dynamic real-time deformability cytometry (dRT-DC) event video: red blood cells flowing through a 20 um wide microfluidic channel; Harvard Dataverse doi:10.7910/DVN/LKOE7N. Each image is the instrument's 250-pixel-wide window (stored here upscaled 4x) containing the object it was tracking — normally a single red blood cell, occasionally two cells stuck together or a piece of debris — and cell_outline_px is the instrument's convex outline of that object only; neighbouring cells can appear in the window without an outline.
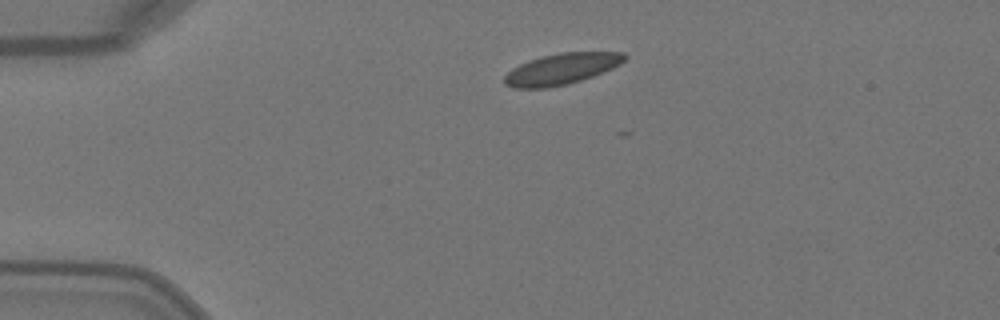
{"species": "Egyptian fruit bat (a non-hibernating species)", "species_latin": "Rousettus aegyptiacus", "temperature_condition": "warm", "stored_images_in_passage": 2, "camera_frame_rate_fps": 3000, "um_per_image_px": 0.085, "animal": {"sex": "female"}, "frame": {"image": 1, "passage_image": 1, "time_ms": 0.0, "image_size_px": [1000, 320], "cell_outline_px": [[628, 56], [620, 64], [604, 72], [568, 84], [548, 88], [512, 88], [504, 84], [504, 76], [512, 68], [528, 60], [540, 56], [560, 52], [624, 52]], "centroid_in_image_um": [47.71, 5.85], "position_along_channel_um": 37.3, "area_um2": 21.91}}